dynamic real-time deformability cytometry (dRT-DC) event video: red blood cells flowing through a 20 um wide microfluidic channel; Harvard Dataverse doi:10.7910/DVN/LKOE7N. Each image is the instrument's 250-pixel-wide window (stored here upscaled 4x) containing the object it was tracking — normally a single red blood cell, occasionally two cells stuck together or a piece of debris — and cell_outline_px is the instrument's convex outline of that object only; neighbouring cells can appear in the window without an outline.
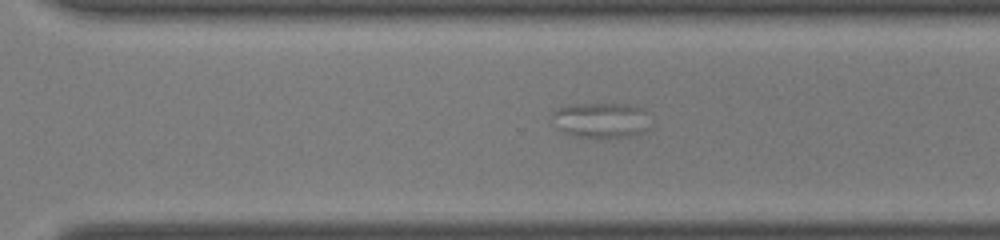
{"species": "common noctule bat (a hibernating species)", "species_latin": "Nyctalus noctula", "temperature_condition": "room temperature", "stored_images_in_passage": 52, "segment_of_instrument_passage": [2, 2], "camera_frame_rate_fps": 3000, "um_per_image_px": 0.085, "animal": {"sex": "male", "body_mass_g": 19.0, "forearm_length_mm": 50.8}, "frame": {"image": 1, "passage_image": 37, "time_ms": 12.0, "image_size_px": [1000, 240], "cell_outline_px": [[656, 124], [644, 132], [632, 136], [596, 140], [576, 136], [564, 132], [560, 128], [552, 116], [552, 112], [556, 108], [572, 104], [628, 104], [644, 108], [652, 112]], "centroid_in_image_um": [51.29, 10.23], "position_along_channel_um": 319.3, "area_um2": 21.44}}
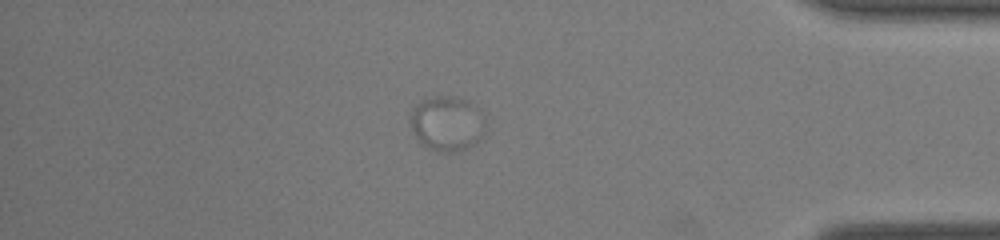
{"frame": {"image": 2, "passage_image": 45, "time_ms": 14.667, "image_size_px": [1000, 240], "cell_outline_px": [[484, 132], [468, 148], [448, 152], [440, 152], [428, 148], [416, 136], [412, 128], [412, 108], [424, 100], [436, 96], [456, 96], [476, 104], [480, 108], [484, 116]], "centroid_in_image_um": [38.04, 10.47], "position_along_channel_um": 397.2, "area_um2": 23.64}}
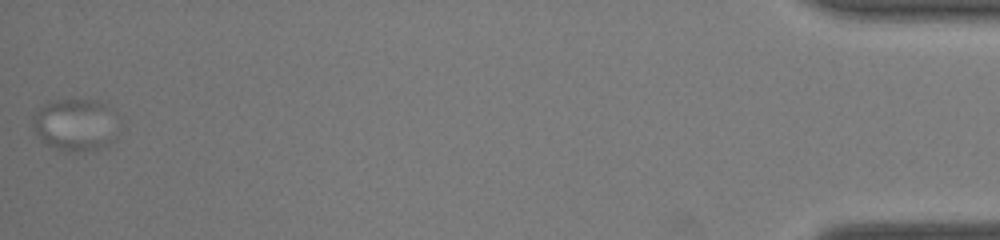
{"frame": {"image": 3, "passage_image": 52, "time_ms": 17.0, "image_size_px": [1000, 240], "cell_outline_px": [[108, 148], [92, 152], [64, 152], [44, 144], [36, 136], [32, 124], [32, 116], [36, 108], [48, 100], [96, 100], [104, 104], [108, 140]], "centroid_in_image_um": [6.1, 10.65], "position_along_channel_um": 429.1, "area_um2": 24.97}}